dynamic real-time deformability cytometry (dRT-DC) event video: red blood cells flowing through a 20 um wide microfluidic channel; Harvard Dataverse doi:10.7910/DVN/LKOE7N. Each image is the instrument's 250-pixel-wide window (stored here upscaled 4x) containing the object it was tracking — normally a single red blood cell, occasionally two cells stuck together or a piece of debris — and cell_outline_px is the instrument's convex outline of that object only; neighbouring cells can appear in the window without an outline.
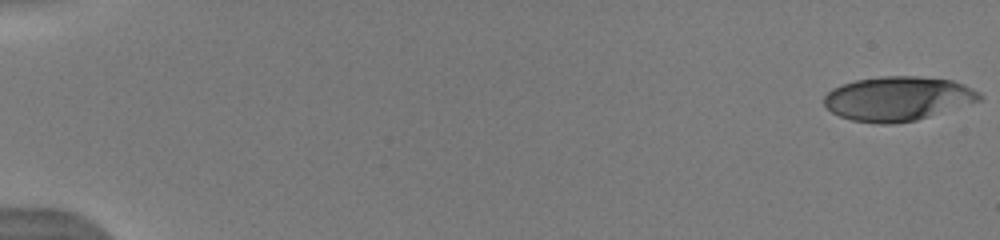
{"species": "human", "species_latin": "Homo sapiens", "temperature_condition": "warm", "stored_images_in_passage": 52, "camera_frame_rate_fps": 3000, "um_per_image_px": 0.085, "donor": {"sex": "male"}, "frame": {"image": 1, "passage_image": 1, "time_ms": 0.0, "image_size_px": [1000, 240], "cell_outline_px": [[984, 96], [980, 100], [916, 120], [892, 124], [880, 124], [852, 120], [840, 116], [832, 112], [824, 104], [824, 96], [832, 88], [840, 84], [856, 80], [880, 76], [920, 76], [952, 80], [964, 84], [980, 92]], "centroid_in_image_um": [76.3, 8.37], "position_along_channel_um": 8.7, "area_um2": 40.06}}
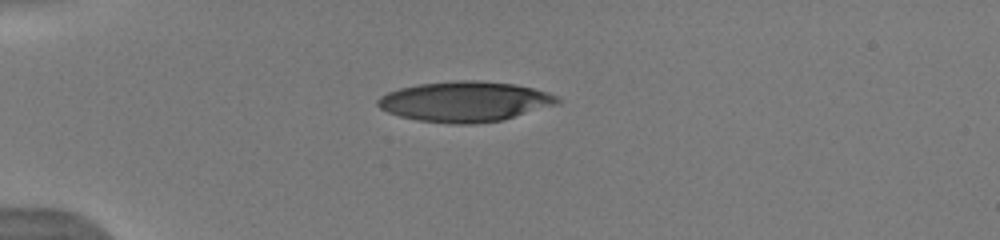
{"frame": {"image": 2, "passage_image": 15, "time_ms": 4.667, "image_size_px": [1000, 240], "cell_outline_px": [[560, 104], [504, 120], [472, 124], [452, 124], [420, 120], [400, 116], [388, 112], [380, 108], [376, 104], [376, 100], [380, 96], [388, 92], [400, 88], [420, 84], [456, 80], [480, 80], [512, 84], [532, 88], [548, 92], [556, 96], [560, 100]], "centroid_in_image_um": [39.54, 8.64], "position_along_channel_um": 45.5, "area_um2": 42.25}}
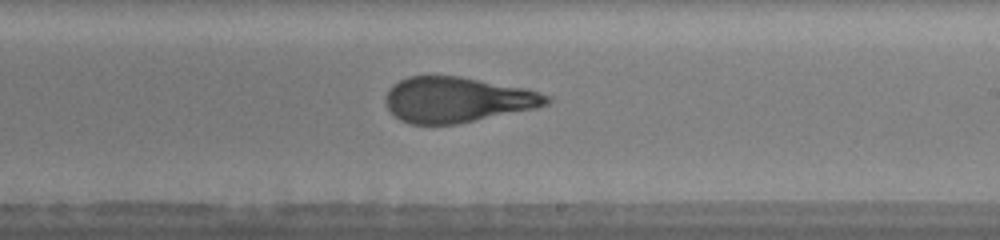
{"frame": {"image": 3, "passage_image": 33, "time_ms": 10.667, "image_size_px": [1000, 240], "cell_outline_px": [[552, 100], [548, 104], [536, 108], [456, 124], [408, 124], [400, 120], [388, 108], [384, 100], [392, 84], [408, 76], [460, 76], [524, 88], [540, 92], [552, 96]], "centroid_in_image_um": [38.87, 8.47], "position_along_channel_um": 250.1, "area_um2": 42.54}, "authors_computed_cell_mechanics": {"area_um2": 42.3674, "velocity_mm_per_s": 3.9794, "shape_relaxation_time_tau1_ms": 5.3192, "shape_relaxation_time_tau2_ms": 1.1458, "deformation_change_tau1": 0.2519, "deformation_change_tau2": 0.1065}}